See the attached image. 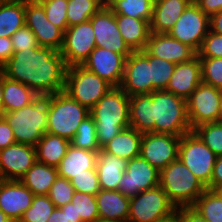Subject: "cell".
Listing matches in <instances>:
<instances>
[{
	"mask_svg": "<svg viewBox=\"0 0 222 222\" xmlns=\"http://www.w3.org/2000/svg\"><path fill=\"white\" fill-rule=\"evenodd\" d=\"M10 38L14 52L40 47L34 33L27 26L18 29Z\"/></svg>",
	"mask_w": 222,
	"mask_h": 222,
	"instance_id": "47",
	"label": "cell"
},
{
	"mask_svg": "<svg viewBox=\"0 0 222 222\" xmlns=\"http://www.w3.org/2000/svg\"><path fill=\"white\" fill-rule=\"evenodd\" d=\"M55 208L47 195H34L31 206L23 213L19 222H47Z\"/></svg>",
	"mask_w": 222,
	"mask_h": 222,
	"instance_id": "39",
	"label": "cell"
},
{
	"mask_svg": "<svg viewBox=\"0 0 222 222\" xmlns=\"http://www.w3.org/2000/svg\"><path fill=\"white\" fill-rule=\"evenodd\" d=\"M207 222H222V196L206 189L192 206Z\"/></svg>",
	"mask_w": 222,
	"mask_h": 222,
	"instance_id": "35",
	"label": "cell"
},
{
	"mask_svg": "<svg viewBox=\"0 0 222 222\" xmlns=\"http://www.w3.org/2000/svg\"><path fill=\"white\" fill-rule=\"evenodd\" d=\"M90 21L96 47L122 54L126 58L133 52L118 30L115 14L106 5L95 13Z\"/></svg>",
	"mask_w": 222,
	"mask_h": 222,
	"instance_id": "16",
	"label": "cell"
},
{
	"mask_svg": "<svg viewBox=\"0 0 222 222\" xmlns=\"http://www.w3.org/2000/svg\"><path fill=\"white\" fill-rule=\"evenodd\" d=\"M72 203L76 211V220L94 222L99 218L97 202L94 195L74 192Z\"/></svg>",
	"mask_w": 222,
	"mask_h": 222,
	"instance_id": "40",
	"label": "cell"
},
{
	"mask_svg": "<svg viewBox=\"0 0 222 222\" xmlns=\"http://www.w3.org/2000/svg\"><path fill=\"white\" fill-rule=\"evenodd\" d=\"M3 72L0 70V115L2 114Z\"/></svg>",
	"mask_w": 222,
	"mask_h": 222,
	"instance_id": "56",
	"label": "cell"
},
{
	"mask_svg": "<svg viewBox=\"0 0 222 222\" xmlns=\"http://www.w3.org/2000/svg\"><path fill=\"white\" fill-rule=\"evenodd\" d=\"M222 187V155L216 157L210 184L207 189L217 190Z\"/></svg>",
	"mask_w": 222,
	"mask_h": 222,
	"instance_id": "51",
	"label": "cell"
},
{
	"mask_svg": "<svg viewBox=\"0 0 222 222\" xmlns=\"http://www.w3.org/2000/svg\"><path fill=\"white\" fill-rule=\"evenodd\" d=\"M89 113L95 121L97 142L102 149L122 129L130 127L129 96L120 87H112Z\"/></svg>",
	"mask_w": 222,
	"mask_h": 222,
	"instance_id": "2",
	"label": "cell"
},
{
	"mask_svg": "<svg viewBox=\"0 0 222 222\" xmlns=\"http://www.w3.org/2000/svg\"><path fill=\"white\" fill-rule=\"evenodd\" d=\"M13 129L0 115V150L15 144Z\"/></svg>",
	"mask_w": 222,
	"mask_h": 222,
	"instance_id": "49",
	"label": "cell"
},
{
	"mask_svg": "<svg viewBox=\"0 0 222 222\" xmlns=\"http://www.w3.org/2000/svg\"><path fill=\"white\" fill-rule=\"evenodd\" d=\"M193 0H154L150 31L168 33Z\"/></svg>",
	"mask_w": 222,
	"mask_h": 222,
	"instance_id": "24",
	"label": "cell"
},
{
	"mask_svg": "<svg viewBox=\"0 0 222 222\" xmlns=\"http://www.w3.org/2000/svg\"><path fill=\"white\" fill-rule=\"evenodd\" d=\"M216 154L192 131L182 135L178 159L207 187L210 184Z\"/></svg>",
	"mask_w": 222,
	"mask_h": 222,
	"instance_id": "9",
	"label": "cell"
},
{
	"mask_svg": "<svg viewBox=\"0 0 222 222\" xmlns=\"http://www.w3.org/2000/svg\"><path fill=\"white\" fill-rule=\"evenodd\" d=\"M220 89L201 82L187 99V114L192 131L200 125L218 121Z\"/></svg>",
	"mask_w": 222,
	"mask_h": 222,
	"instance_id": "11",
	"label": "cell"
},
{
	"mask_svg": "<svg viewBox=\"0 0 222 222\" xmlns=\"http://www.w3.org/2000/svg\"><path fill=\"white\" fill-rule=\"evenodd\" d=\"M199 60L202 82L222 90V58H199Z\"/></svg>",
	"mask_w": 222,
	"mask_h": 222,
	"instance_id": "42",
	"label": "cell"
},
{
	"mask_svg": "<svg viewBox=\"0 0 222 222\" xmlns=\"http://www.w3.org/2000/svg\"><path fill=\"white\" fill-rule=\"evenodd\" d=\"M25 26L34 33L40 47L62 49L64 31L47 20L40 2L25 0Z\"/></svg>",
	"mask_w": 222,
	"mask_h": 222,
	"instance_id": "14",
	"label": "cell"
},
{
	"mask_svg": "<svg viewBox=\"0 0 222 222\" xmlns=\"http://www.w3.org/2000/svg\"><path fill=\"white\" fill-rule=\"evenodd\" d=\"M1 116L13 129L16 143L36 146L47 131L48 96H39L31 104Z\"/></svg>",
	"mask_w": 222,
	"mask_h": 222,
	"instance_id": "3",
	"label": "cell"
},
{
	"mask_svg": "<svg viewBox=\"0 0 222 222\" xmlns=\"http://www.w3.org/2000/svg\"><path fill=\"white\" fill-rule=\"evenodd\" d=\"M201 82V64L196 56L191 61L175 65L166 91L187 100Z\"/></svg>",
	"mask_w": 222,
	"mask_h": 222,
	"instance_id": "22",
	"label": "cell"
},
{
	"mask_svg": "<svg viewBox=\"0 0 222 222\" xmlns=\"http://www.w3.org/2000/svg\"><path fill=\"white\" fill-rule=\"evenodd\" d=\"M126 57L101 47H95L82 64L88 71L106 80L113 87H120L125 68Z\"/></svg>",
	"mask_w": 222,
	"mask_h": 222,
	"instance_id": "18",
	"label": "cell"
},
{
	"mask_svg": "<svg viewBox=\"0 0 222 222\" xmlns=\"http://www.w3.org/2000/svg\"><path fill=\"white\" fill-rule=\"evenodd\" d=\"M181 137L162 133H143L140 156L158 171L178 159V147Z\"/></svg>",
	"mask_w": 222,
	"mask_h": 222,
	"instance_id": "12",
	"label": "cell"
},
{
	"mask_svg": "<svg viewBox=\"0 0 222 222\" xmlns=\"http://www.w3.org/2000/svg\"><path fill=\"white\" fill-rule=\"evenodd\" d=\"M38 97L27 85L9 79L3 73L2 113L23 108L34 102Z\"/></svg>",
	"mask_w": 222,
	"mask_h": 222,
	"instance_id": "30",
	"label": "cell"
},
{
	"mask_svg": "<svg viewBox=\"0 0 222 222\" xmlns=\"http://www.w3.org/2000/svg\"><path fill=\"white\" fill-rule=\"evenodd\" d=\"M209 30L210 17L192 1L167 34L198 52Z\"/></svg>",
	"mask_w": 222,
	"mask_h": 222,
	"instance_id": "10",
	"label": "cell"
},
{
	"mask_svg": "<svg viewBox=\"0 0 222 222\" xmlns=\"http://www.w3.org/2000/svg\"><path fill=\"white\" fill-rule=\"evenodd\" d=\"M130 127L141 133L154 132L153 99L150 94L129 96Z\"/></svg>",
	"mask_w": 222,
	"mask_h": 222,
	"instance_id": "28",
	"label": "cell"
},
{
	"mask_svg": "<svg viewBox=\"0 0 222 222\" xmlns=\"http://www.w3.org/2000/svg\"><path fill=\"white\" fill-rule=\"evenodd\" d=\"M150 79L152 80V92L166 90L169 80L173 75L175 63L163 60L149 54Z\"/></svg>",
	"mask_w": 222,
	"mask_h": 222,
	"instance_id": "38",
	"label": "cell"
},
{
	"mask_svg": "<svg viewBox=\"0 0 222 222\" xmlns=\"http://www.w3.org/2000/svg\"><path fill=\"white\" fill-rule=\"evenodd\" d=\"M120 88L128 96L150 94L152 92L149 53L145 49L142 51H133L126 58Z\"/></svg>",
	"mask_w": 222,
	"mask_h": 222,
	"instance_id": "17",
	"label": "cell"
},
{
	"mask_svg": "<svg viewBox=\"0 0 222 222\" xmlns=\"http://www.w3.org/2000/svg\"><path fill=\"white\" fill-rule=\"evenodd\" d=\"M35 146L15 143L0 150V179L20 180L36 162Z\"/></svg>",
	"mask_w": 222,
	"mask_h": 222,
	"instance_id": "19",
	"label": "cell"
},
{
	"mask_svg": "<svg viewBox=\"0 0 222 222\" xmlns=\"http://www.w3.org/2000/svg\"><path fill=\"white\" fill-rule=\"evenodd\" d=\"M217 191L221 194V196H222V187H219L218 189H217Z\"/></svg>",
	"mask_w": 222,
	"mask_h": 222,
	"instance_id": "61",
	"label": "cell"
},
{
	"mask_svg": "<svg viewBox=\"0 0 222 222\" xmlns=\"http://www.w3.org/2000/svg\"><path fill=\"white\" fill-rule=\"evenodd\" d=\"M126 165V159L116 157L100 149L96 163L100 189L118 190L119 182L126 171Z\"/></svg>",
	"mask_w": 222,
	"mask_h": 222,
	"instance_id": "26",
	"label": "cell"
},
{
	"mask_svg": "<svg viewBox=\"0 0 222 222\" xmlns=\"http://www.w3.org/2000/svg\"><path fill=\"white\" fill-rule=\"evenodd\" d=\"M4 75L31 88L38 96L64 91L67 65L60 51L38 47L14 52L0 68Z\"/></svg>",
	"mask_w": 222,
	"mask_h": 222,
	"instance_id": "1",
	"label": "cell"
},
{
	"mask_svg": "<svg viewBox=\"0 0 222 222\" xmlns=\"http://www.w3.org/2000/svg\"><path fill=\"white\" fill-rule=\"evenodd\" d=\"M33 1H36V2H41V1H45V0H33Z\"/></svg>",
	"mask_w": 222,
	"mask_h": 222,
	"instance_id": "62",
	"label": "cell"
},
{
	"mask_svg": "<svg viewBox=\"0 0 222 222\" xmlns=\"http://www.w3.org/2000/svg\"><path fill=\"white\" fill-rule=\"evenodd\" d=\"M96 124L93 118L87 116L77 128L76 134L70 140V144L73 147L99 151L100 147L97 142Z\"/></svg>",
	"mask_w": 222,
	"mask_h": 222,
	"instance_id": "37",
	"label": "cell"
},
{
	"mask_svg": "<svg viewBox=\"0 0 222 222\" xmlns=\"http://www.w3.org/2000/svg\"><path fill=\"white\" fill-rule=\"evenodd\" d=\"M218 122L222 123V90H220V106H219Z\"/></svg>",
	"mask_w": 222,
	"mask_h": 222,
	"instance_id": "57",
	"label": "cell"
},
{
	"mask_svg": "<svg viewBox=\"0 0 222 222\" xmlns=\"http://www.w3.org/2000/svg\"><path fill=\"white\" fill-rule=\"evenodd\" d=\"M60 208L63 212H66V216L68 217V222H83L82 220H76V211L74 208V204L72 202Z\"/></svg>",
	"mask_w": 222,
	"mask_h": 222,
	"instance_id": "55",
	"label": "cell"
},
{
	"mask_svg": "<svg viewBox=\"0 0 222 222\" xmlns=\"http://www.w3.org/2000/svg\"><path fill=\"white\" fill-rule=\"evenodd\" d=\"M13 53L11 38L0 37V68L12 57Z\"/></svg>",
	"mask_w": 222,
	"mask_h": 222,
	"instance_id": "52",
	"label": "cell"
},
{
	"mask_svg": "<svg viewBox=\"0 0 222 222\" xmlns=\"http://www.w3.org/2000/svg\"><path fill=\"white\" fill-rule=\"evenodd\" d=\"M99 218L110 221L127 222L130 197L118 190L101 189L95 196Z\"/></svg>",
	"mask_w": 222,
	"mask_h": 222,
	"instance_id": "25",
	"label": "cell"
},
{
	"mask_svg": "<svg viewBox=\"0 0 222 222\" xmlns=\"http://www.w3.org/2000/svg\"><path fill=\"white\" fill-rule=\"evenodd\" d=\"M25 26V0L0 1V37L10 38Z\"/></svg>",
	"mask_w": 222,
	"mask_h": 222,
	"instance_id": "33",
	"label": "cell"
},
{
	"mask_svg": "<svg viewBox=\"0 0 222 222\" xmlns=\"http://www.w3.org/2000/svg\"><path fill=\"white\" fill-rule=\"evenodd\" d=\"M105 5L106 0H68V27L90 20Z\"/></svg>",
	"mask_w": 222,
	"mask_h": 222,
	"instance_id": "36",
	"label": "cell"
},
{
	"mask_svg": "<svg viewBox=\"0 0 222 222\" xmlns=\"http://www.w3.org/2000/svg\"><path fill=\"white\" fill-rule=\"evenodd\" d=\"M162 222H177V221H176L175 217H173V218L167 219V220L162 221Z\"/></svg>",
	"mask_w": 222,
	"mask_h": 222,
	"instance_id": "60",
	"label": "cell"
},
{
	"mask_svg": "<svg viewBox=\"0 0 222 222\" xmlns=\"http://www.w3.org/2000/svg\"><path fill=\"white\" fill-rule=\"evenodd\" d=\"M34 194L20 180H0V209L12 222H19L31 206Z\"/></svg>",
	"mask_w": 222,
	"mask_h": 222,
	"instance_id": "20",
	"label": "cell"
},
{
	"mask_svg": "<svg viewBox=\"0 0 222 222\" xmlns=\"http://www.w3.org/2000/svg\"><path fill=\"white\" fill-rule=\"evenodd\" d=\"M74 192L75 189L72 186L71 181L58 176L55 183L51 186L47 196L56 207H62L72 202Z\"/></svg>",
	"mask_w": 222,
	"mask_h": 222,
	"instance_id": "44",
	"label": "cell"
},
{
	"mask_svg": "<svg viewBox=\"0 0 222 222\" xmlns=\"http://www.w3.org/2000/svg\"><path fill=\"white\" fill-rule=\"evenodd\" d=\"M94 222H121V221H110V220H105V219H101V218H98L96 221Z\"/></svg>",
	"mask_w": 222,
	"mask_h": 222,
	"instance_id": "59",
	"label": "cell"
},
{
	"mask_svg": "<svg viewBox=\"0 0 222 222\" xmlns=\"http://www.w3.org/2000/svg\"><path fill=\"white\" fill-rule=\"evenodd\" d=\"M176 207L158 185L130 197L127 222H162L175 217Z\"/></svg>",
	"mask_w": 222,
	"mask_h": 222,
	"instance_id": "8",
	"label": "cell"
},
{
	"mask_svg": "<svg viewBox=\"0 0 222 222\" xmlns=\"http://www.w3.org/2000/svg\"><path fill=\"white\" fill-rule=\"evenodd\" d=\"M159 174L155 167L140 155L127 160L126 171L119 182L118 191L127 197L155 188L159 185Z\"/></svg>",
	"mask_w": 222,
	"mask_h": 222,
	"instance_id": "15",
	"label": "cell"
},
{
	"mask_svg": "<svg viewBox=\"0 0 222 222\" xmlns=\"http://www.w3.org/2000/svg\"><path fill=\"white\" fill-rule=\"evenodd\" d=\"M0 222H12L1 209H0Z\"/></svg>",
	"mask_w": 222,
	"mask_h": 222,
	"instance_id": "58",
	"label": "cell"
},
{
	"mask_svg": "<svg viewBox=\"0 0 222 222\" xmlns=\"http://www.w3.org/2000/svg\"><path fill=\"white\" fill-rule=\"evenodd\" d=\"M57 177L58 170L56 167L48 166L36 161L20 181L34 195H48L50 188L55 183Z\"/></svg>",
	"mask_w": 222,
	"mask_h": 222,
	"instance_id": "32",
	"label": "cell"
},
{
	"mask_svg": "<svg viewBox=\"0 0 222 222\" xmlns=\"http://www.w3.org/2000/svg\"><path fill=\"white\" fill-rule=\"evenodd\" d=\"M145 50L151 56L175 64L191 61L197 56V52L193 48L172 38L167 33L151 32Z\"/></svg>",
	"mask_w": 222,
	"mask_h": 222,
	"instance_id": "21",
	"label": "cell"
},
{
	"mask_svg": "<svg viewBox=\"0 0 222 222\" xmlns=\"http://www.w3.org/2000/svg\"><path fill=\"white\" fill-rule=\"evenodd\" d=\"M197 56L199 58H222V35L209 30Z\"/></svg>",
	"mask_w": 222,
	"mask_h": 222,
	"instance_id": "46",
	"label": "cell"
},
{
	"mask_svg": "<svg viewBox=\"0 0 222 222\" xmlns=\"http://www.w3.org/2000/svg\"><path fill=\"white\" fill-rule=\"evenodd\" d=\"M47 222H68V217L66 212H63L60 207H56Z\"/></svg>",
	"mask_w": 222,
	"mask_h": 222,
	"instance_id": "54",
	"label": "cell"
},
{
	"mask_svg": "<svg viewBox=\"0 0 222 222\" xmlns=\"http://www.w3.org/2000/svg\"><path fill=\"white\" fill-rule=\"evenodd\" d=\"M69 146L68 139L46 132L35 146L36 160L57 168Z\"/></svg>",
	"mask_w": 222,
	"mask_h": 222,
	"instance_id": "29",
	"label": "cell"
},
{
	"mask_svg": "<svg viewBox=\"0 0 222 222\" xmlns=\"http://www.w3.org/2000/svg\"><path fill=\"white\" fill-rule=\"evenodd\" d=\"M70 181L77 192L96 196L101 190L96 169L90 174L75 175Z\"/></svg>",
	"mask_w": 222,
	"mask_h": 222,
	"instance_id": "45",
	"label": "cell"
},
{
	"mask_svg": "<svg viewBox=\"0 0 222 222\" xmlns=\"http://www.w3.org/2000/svg\"><path fill=\"white\" fill-rule=\"evenodd\" d=\"M154 0H106L115 15H125L151 22Z\"/></svg>",
	"mask_w": 222,
	"mask_h": 222,
	"instance_id": "34",
	"label": "cell"
},
{
	"mask_svg": "<svg viewBox=\"0 0 222 222\" xmlns=\"http://www.w3.org/2000/svg\"><path fill=\"white\" fill-rule=\"evenodd\" d=\"M193 132L216 154L222 155V123L213 122L197 126Z\"/></svg>",
	"mask_w": 222,
	"mask_h": 222,
	"instance_id": "41",
	"label": "cell"
},
{
	"mask_svg": "<svg viewBox=\"0 0 222 222\" xmlns=\"http://www.w3.org/2000/svg\"><path fill=\"white\" fill-rule=\"evenodd\" d=\"M159 185L176 208L192 207L207 189L179 159L160 171Z\"/></svg>",
	"mask_w": 222,
	"mask_h": 222,
	"instance_id": "4",
	"label": "cell"
},
{
	"mask_svg": "<svg viewBox=\"0 0 222 222\" xmlns=\"http://www.w3.org/2000/svg\"><path fill=\"white\" fill-rule=\"evenodd\" d=\"M153 99L154 133L182 136L192 132L187 100L166 90L150 93Z\"/></svg>",
	"mask_w": 222,
	"mask_h": 222,
	"instance_id": "5",
	"label": "cell"
},
{
	"mask_svg": "<svg viewBox=\"0 0 222 222\" xmlns=\"http://www.w3.org/2000/svg\"><path fill=\"white\" fill-rule=\"evenodd\" d=\"M95 47L94 31L91 21L88 20L66 29L60 52L69 67L82 65Z\"/></svg>",
	"mask_w": 222,
	"mask_h": 222,
	"instance_id": "13",
	"label": "cell"
},
{
	"mask_svg": "<svg viewBox=\"0 0 222 222\" xmlns=\"http://www.w3.org/2000/svg\"><path fill=\"white\" fill-rule=\"evenodd\" d=\"M89 112L90 110L64 91L48 95L46 132L70 141L81 122L90 115Z\"/></svg>",
	"mask_w": 222,
	"mask_h": 222,
	"instance_id": "6",
	"label": "cell"
},
{
	"mask_svg": "<svg viewBox=\"0 0 222 222\" xmlns=\"http://www.w3.org/2000/svg\"><path fill=\"white\" fill-rule=\"evenodd\" d=\"M46 13L47 20L64 32L67 25L68 0H45L40 2Z\"/></svg>",
	"mask_w": 222,
	"mask_h": 222,
	"instance_id": "43",
	"label": "cell"
},
{
	"mask_svg": "<svg viewBox=\"0 0 222 222\" xmlns=\"http://www.w3.org/2000/svg\"><path fill=\"white\" fill-rule=\"evenodd\" d=\"M210 30L222 35V10L210 17Z\"/></svg>",
	"mask_w": 222,
	"mask_h": 222,
	"instance_id": "53",
	"label": "cell"
},
{
	"mask_svg": "<svg viewBox=\"0 0 222 222\" xmlns=\"http://www.w3.org/2000/svg\"><path fill=\"white\" fill-rule=\"evenodd\" d=\"M115 18L118 30L129 48L132 51L144 50L151 34L150 22L125 15H115Z\"/></svg>",
	"mask_w": 222,
	"mask_h": 222,
	"instance_id": "27",
	"label": "cell"
},
{
	"mask_svg": "<svg viewBox=\"0 0 222 222\" xmlns=\"http://www.w3.org/2000/svg\"><path fill=\"white\" fill-rule=\"evenodd\" d=\"M98 151L68 147L66 155L57 167L58 176L71 180L75 175L90 174L96 169Z\"/></svg>",
	"mask_w": 222,
	"mask_h": 222,
	"instance_id": "23",
	"label": "cell"
},
{
	"mask_svg": "<svg viewBox=\"0 0 222 222\" xmlns=\"http://www.w3.org/2000/svg\"><path fill=\"white\" fill-rule=\"evenodd\" d=\"M193 2L209 17L222 10V0H193Z\"/></svg>",
	"mask_w": 222,
	"mask_h": 222,
	"instance_id": "50",
	"label": "cell"
},
{
	"mask_svg": "<svg viewBox=\"0 0 222 222\" xmlns=\"http://www.w3.org/2000/svg\"><path fill=\"white\" fill-rule=\"evenodd\" d=\"M142 135L132 127L122 129L102 149L116 157L131 160L140 155Z\"/></svg>",
	"mask_w": 222,
	"mask_h": 222,
	"instance_id": "31",
	"label": "cell"
},
{
	"mask_svg": "<svg viewBox=\"0 0 222 222\" xmlns=\"http://www.w3.org/2000/svg\"><path fill=\"white\" fill-rule=\"evenodd\" d=\"M112 87L106 80L82 65L67 67L64 92L88 110Z\"/></svg>",
	"mask_w": 222,
	"mask_h": 222,
	"instance_id": "7",
	"label": "cell"
},
{
	"mask_svg": "<svg viewBox=\"0 0 222 222\" xmlns=\"http://www.w3.org/2000/svg\"><path fill=\"white\" fill-rule=\"evenodd\" d=\"M177 222H207L193 207L176 208Z\"/></svg>",
	"mask_w": 222,
	"mask_h": 222,
	"instance_id": "48",
	"label": "cell"
}]
</instances>
